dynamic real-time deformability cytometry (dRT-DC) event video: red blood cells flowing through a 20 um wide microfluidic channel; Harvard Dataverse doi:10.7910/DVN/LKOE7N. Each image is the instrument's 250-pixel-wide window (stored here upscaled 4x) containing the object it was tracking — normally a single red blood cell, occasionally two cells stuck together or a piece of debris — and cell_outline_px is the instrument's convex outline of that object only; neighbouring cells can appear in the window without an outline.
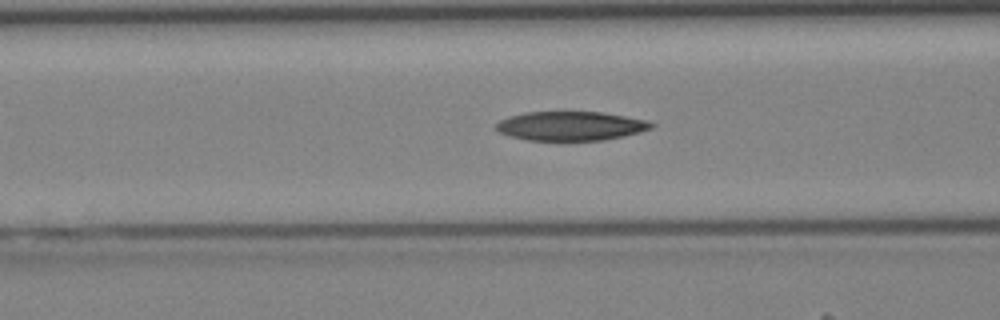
{"species": "Egyptian fruit bat (a non-hibernating species)", "species_latin": "Rousettus aegyptiacus", "temperature_condition": "cold", "stored_images_in_passage": 26, "camera_frame_rate_fps": 3000, "um_per_image_px": 0.085, "animal": {"sex": "female"}, "frame": {"image": 1, "passage_image": 4, "time_ms": 1.0, "image_size_px": [1000, 320], "cell_outline_px": [[656, 124], [652, 128], [640, 132], [624, 136], [604, 140], [528, 140], [512, 136], [500, 132], [496, 128], [496, 124], [500, 120], [512, 116], [528, 112], [604, 112], [644, 120]], "centroid_in_image_um": [48.55, 10.71], "position_along_channel_um": 118.1, "area_um2": 26.01}}
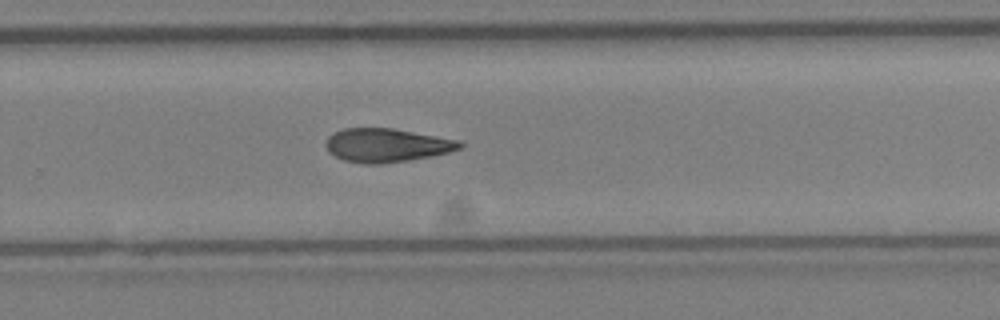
{"frame": {"image": 2, "passage_image": 15, "time_ms": 4.667, "image_size_px": [1000, 320], "cell_outline_px": [[464, 144], [460, 148], [448, 152], [432, 156], [408, 160], [380, 164], [364, 164], [344, 160], [328, 152], [324, 144], [328, 136], [332, 132], [344, 128], [392, 128], [460, 140]], "centroid_in_image_um": [32.83, 12.34], "position_along_channel_um": 297.0, "area_um2": 26.36}}
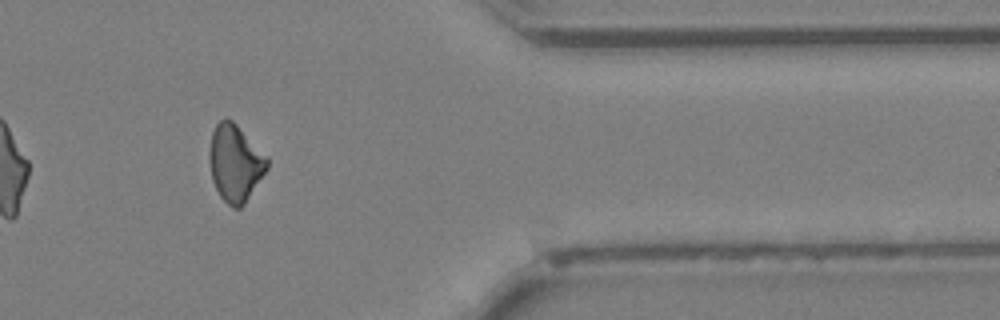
{"frame": {"image": 3, "passage_image": 22, "time_ms": 7.0, "image_size_px": [1000, 320], "cell_outline_px": [[268, 168], [244, 204], [240, 208], [232, 208], [220, 196], [212, 180], [208, 156], [212, 132], [216, 124], [220, 120], [232, 120], [268, 156]], "centroid_in_image_um": [19.99, 13.87], "position_along_channel_um": 391.4, "area_um2": 25.78}}